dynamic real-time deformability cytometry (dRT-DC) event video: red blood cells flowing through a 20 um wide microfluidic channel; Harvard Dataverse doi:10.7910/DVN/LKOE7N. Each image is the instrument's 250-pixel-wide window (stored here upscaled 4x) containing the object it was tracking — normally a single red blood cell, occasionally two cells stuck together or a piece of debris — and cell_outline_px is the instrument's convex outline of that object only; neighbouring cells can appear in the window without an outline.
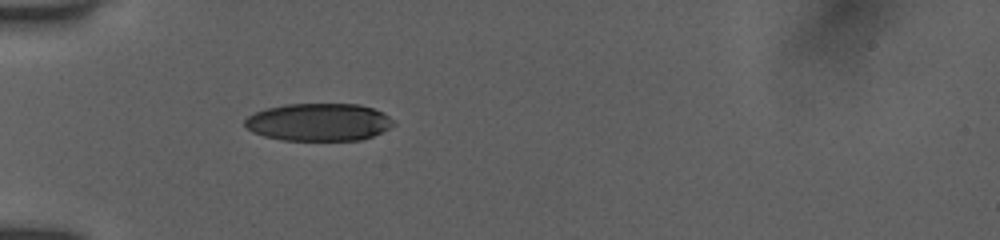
{"species": "human", "species_latin": "Homo sapiens", "temperature_condition": "room temperature", "stored_images_in_passage": 17, "camera_frame_rate_fps": 3000, "um_per_image_px": 0.085, "donor": {"sex": "female"}, "frame": {"image": 1, "passage_image": 1, "time_ms": 0.0, "image_size_px": [1000, 240], "cell_outline_px": [[396, 124], [372, 136], [360, 140], [280, 140], [264, 136], [252, 132], [244, 124], [244, 120], [248, 116], [256, 112], [268, 108], [284, 104], [360, 104], [384, 112]], "centroid_in_image_um": [27.09, 10.38], "position_along_channel_um": 57.9, "area_um2": 32.54}}
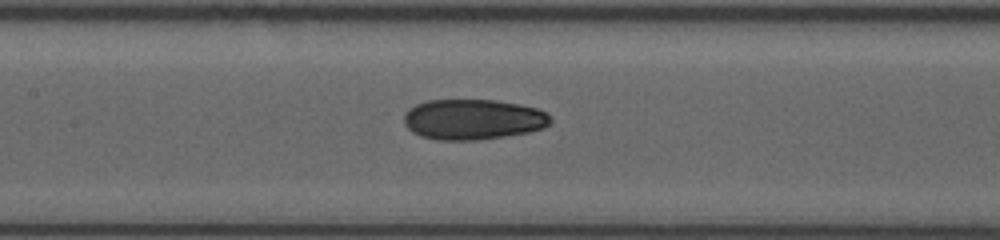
{"frame": {"image": 2, "passage_image": 9, "time_ms": 3.0, "image_size_px": [1000, 240], "cell_outline_px": [[552, 120], [544, 128], [528, 132], [480, 140], [436, 140], [420, 136], [412, 132], [404, 124], [404, 116], [408, 108], [416, 104], [428, 100], [496, 100], [520, 104], [536, 108], [548, 112], [552, 116]], "centroid_in_image_um": [40.21, 10.15], "position_along_channel_um": 167.2, "area_um2": 34.85}}
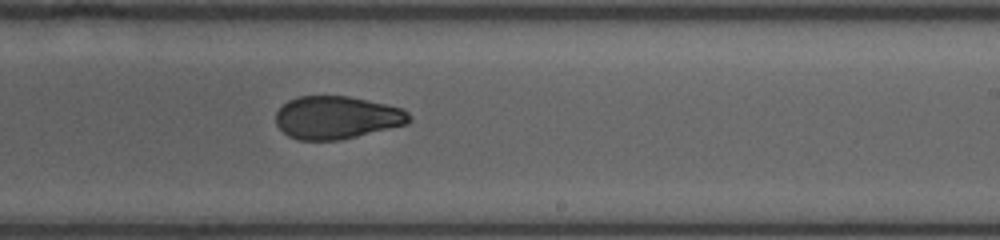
{"frame": {"image": 3, "passage_image": 17, "time_ms": 5.333, "image_size_px": [1000, 240], "cell_outline_px": [[412, 120], [408, 124], [340, 140], [300, 140], [288, 136], [276, 124], [276, 112], [288, 100], [296, 96], [348, 96], [388, 104], [404, 108], [412, 116]], "centroid_in_image_um": [28.66, 9.98], "position_along_channel_um": 260.3, "area_um2": 33.52}}